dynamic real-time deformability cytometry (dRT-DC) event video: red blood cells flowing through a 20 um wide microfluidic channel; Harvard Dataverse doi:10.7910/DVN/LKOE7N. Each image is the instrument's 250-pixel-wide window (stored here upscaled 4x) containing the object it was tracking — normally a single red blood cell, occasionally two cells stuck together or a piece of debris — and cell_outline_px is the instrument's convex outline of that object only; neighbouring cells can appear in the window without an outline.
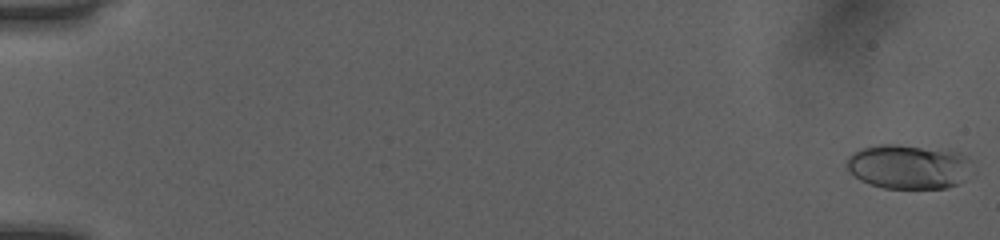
{"species": "human", "species_latin": "Homo sapiens", "temperature_condition": "room temperature", "stored_images_in_passage": 52, "camera_frame_rate_fps": 3000, "um_per_image_px": 0.085, "donor": {"sex": "female"}, "frame": {"image": 1, "passage_image": 1, "time_ms": 0.0, "image_size_px": [1000, 240], "cell_outline_px": [[976, 168], [956, 184], [944, 188], [884, 188], [868, 184], [860, 180], [848, 172], [848, 156], [852, 152], [860, 148], [876, 144], [900, 144], [960, 152], [972, 160]], "centroid_in_image_um": [77.23, 14.15], "position_along_channel_um": 7.8, "area_um2": 32.95}}
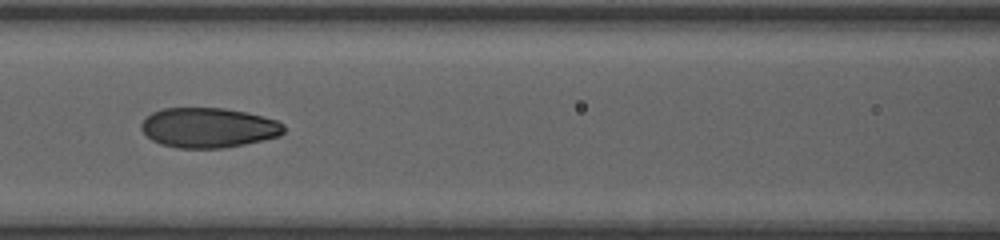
{"frame": {"image": 2, "passage_image": 25, "time_ms": 8.0, "image_size_px": [1000, 240], "cell_outline_px": [[284, 132], [280, 136], [264, 140], [224, 148], [176, 148], [160, 144], [152, 140], [140, 128], [140, 124], [152, 112], [160, 108], [224, 108], [248, 112], [276, 120], [284, 124]], "centroid_in_image_um": [17.72, 10.85], "position_along_channel_um": 148.9, "area_um2": 33.35}}
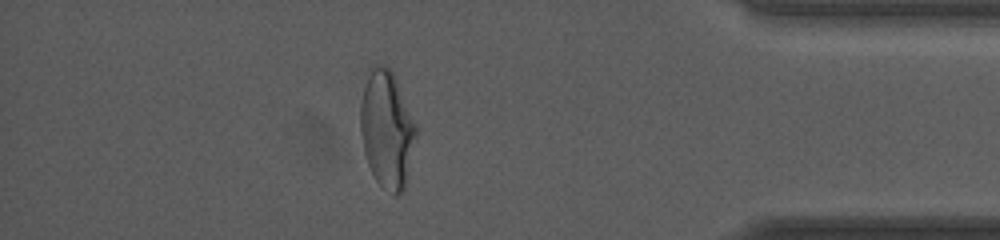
{"frame": {"image": 3, "passage_image": 46, "time_ms": 15.0, "image_size_px": [1000, 240], "cell_outline_px": [[420, 128], [404, 188], [396, 196], [392, 196], [376, 180], [368, 164], [364, 152], [360, 132], [360, 104], [368, 68], [372, 64], [380, 64], [388, 68], [392, 72]], "centroid_in_image_um": [32.91, 10.98], "position_along_channel_um": 402.3, "area_um2": 38.73}, "authors_computed_cell_mechanics": {"area_um2": 32.9749, "velocity_mm_per_s": 4.0662, "shape_relaxation_time_tau1_ms": 4.4727, "shape_relaxation_time_tau2_ms": 1.2471, "deformation_change_tau1": 0.1716, "deformation_change_tau2": 0.0622}}